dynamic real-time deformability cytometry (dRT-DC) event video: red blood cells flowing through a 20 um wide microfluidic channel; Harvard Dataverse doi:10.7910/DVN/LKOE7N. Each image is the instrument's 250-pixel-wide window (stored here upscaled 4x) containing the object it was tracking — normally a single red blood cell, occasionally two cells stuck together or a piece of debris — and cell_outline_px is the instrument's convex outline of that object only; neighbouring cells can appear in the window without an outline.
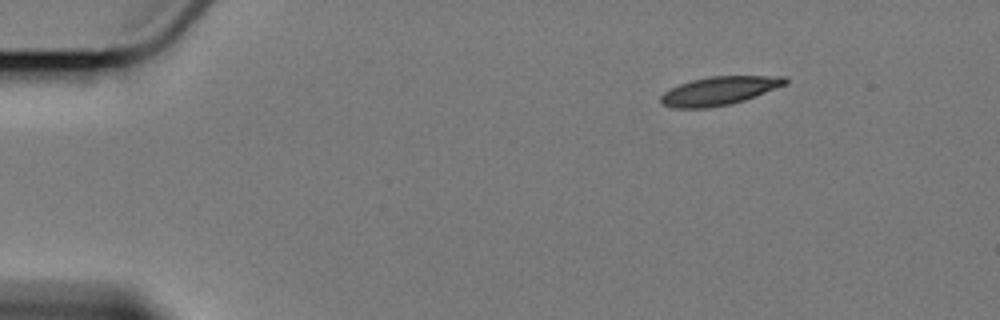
{"species": "Egyptian fruit bat (a non-hibernating species)", "species_latin": "Rousettus aegyptiacus", "temperature_condition": "cold", "stored_images_in_passage": 5, "camera_frame_rate_fps": 3000, "um_per_image_px": 0.085, "animal": {"sex": "female"}, "frame": {"image": 1, "passage_image": 1, "time_ms": 0.0, "image_size_px": [1000, 320], "cell_outline_px": [[788, 84], [756, 96], [732, 104], [708, 108], [672, 108], [660, 104], [660, 96], [664, 92], [680, 84], [692, 80], [708, 76], [788, 76]], "centroid_in_image_um": [61.15, 7.72], "position_along_channel_um": 23.8, "area_um2": 20.87}}